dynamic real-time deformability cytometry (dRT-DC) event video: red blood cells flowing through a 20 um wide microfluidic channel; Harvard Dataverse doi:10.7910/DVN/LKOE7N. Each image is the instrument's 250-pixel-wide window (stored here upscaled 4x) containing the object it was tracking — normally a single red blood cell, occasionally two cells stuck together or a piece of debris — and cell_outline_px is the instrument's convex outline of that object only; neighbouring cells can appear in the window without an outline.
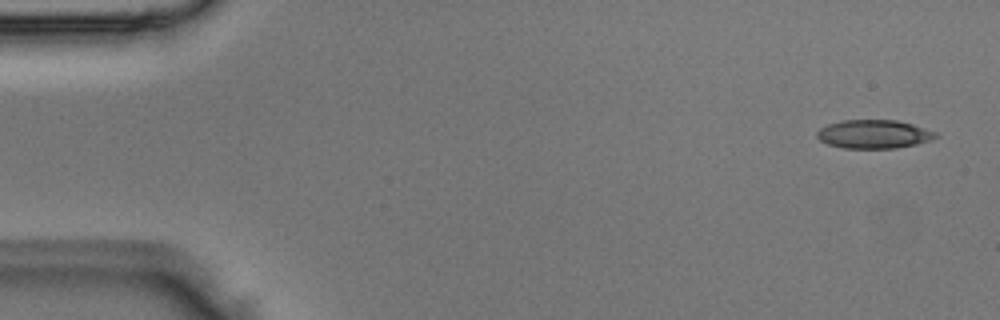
{"species": "Egyptian fruit bat (a non-hibernating species)", "species_latin": "Rousettus aegyptiacus", "temperature_condition": "room temperature", "stored_images_in_passage": 4, "camera_frame_rate_fps": 3000, "um_per_image_px": 0.085, "animal": {"sex": "male"}, "frame": {"image": 1, "passage_image": 1, "time_ms": 0.0, "image_size_px": [1000, 320], "cell_outline_px": [[940, 136], [916, 144], [896, 148], [844, 148], [828, 144], [820, 140], [816, 136], [816, 132], [820, 128], [828, 124], [840, 120], [896, 120], [912, 124], [936, 132]], "centroid_in_image_um": [74.25, 11.4], "position_along_channel_um": 10.7, "area_um2": 19.71}}
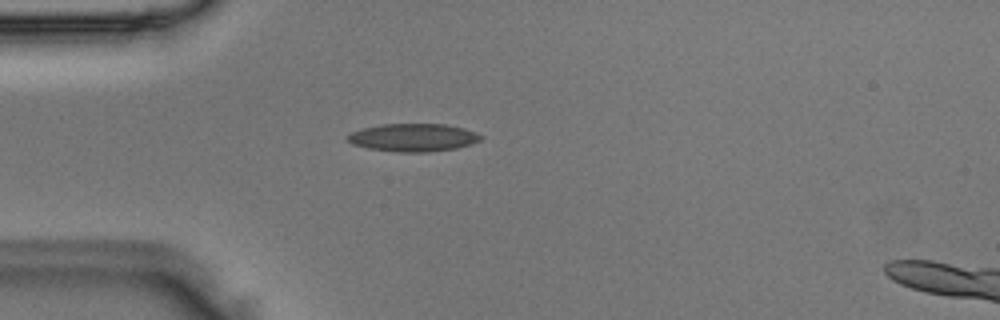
{"frame": {"image": 2, "passage_image": 4, "time_ms": 1.0, "image_size_px": [1000, 320], "cell_outline_px": [[484, 136], [480, 140], [472, 144], [456, 148], [428, 152], [396, 152], [368, 148], [352, 144], [344, 140], [352, 132], [364, 128], [380, 124], [444, 124], [464, 128], [476, 132]], "centroid_in_image_um": [35.13, 11.69], "position_along_channel_um": 49.9, "area_um2": 21.73}}